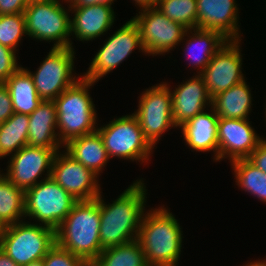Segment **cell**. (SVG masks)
<instances>
[{
  "label": "cell",
  "instance_id": "obj_1",
  "mask_svg": "<svg viewBox=\"0 0 266 266\" xmlns=\"http://www.w3.org/2000/svg\"><path fill=\"white\" fill-rule=\"evenodd\" d=\"M146 186L141 180L131 184L112 204L96 198L100 209V243L106 249L138 238L144 215Z\"/></svg>",
  "mask_w": 266,
  "mask_h": 266
},
{
  "label": "cell",
  "instance_id": "obj_2",
  "mask_svg": "<svg viewBox=\"0 0 266 266\" xmlns=\"http://www.w3.org/2000/svg\"><path fill=\"white\" fill-rule=\"evenodd\" d=\"M99 201H77L55 230L56 243L89 265L103 251L100 243Z\"/></svg>",
  "mask_w": 266,
  "mask_h": 266
},
{
  "label": "cell",
  "instance_id": "obj_3",
  "mask_svg": "<svg viewBox=\"0 0 266 266\" xmlns=\"http://www.w3.org/2000/svg\"><path fill=\"white\" fill-rule=\"evenodd\" d=\"M169 211L163 206L143 215L137 239L148 266H176L179 260L183 234Z\"/></svg>",
  "mask_w": 266,
  "mask_h": 266
},
{
  "label": "cell",
  "instance_id": "obj_4",
  "mask_svg": "<svg viewBox=\"0 0 266 266\" xmlns=\"http://www.w3.org/2000/svg\"><path fill=\"white\" fill-rule=\"evenodd\" d=\"M94 84L95 82L80 77L54 100L59 129L57 133L61 144L65 145L74 138L97 131V113L88 92Z\"/></svg>",
  "mask_w": 266,
  "mask_h": 266
},
{
  "label": "cell",
  "instance_id": "obj_5",
  "mask_svg": "<svg viewBox=\"0 0 266 266\" xmlns=\"http://www.w3.org/2000/svg\"><path fill=\"white\" fill-rule=\"evenodd\" d=\"M55 243V230L38 223L21 221L0 232L1 250L19 266L43 259Z\"/></svg>",
  "mask_w": 266,
  "mask_h": 266
},
{
  "label": "cell",
  "instance_id": "obj_6",
  "mask_svg": "<svg viewBox=\"0 0 266 266\" xmlns=\"http://www.w3.org/2000/svg\"><path fill=\"white\" fill-rule=\"evenodd\" d=\"M77 200L51 177L25 190V217L56 230ZM41 222V223H40Z\"/></svg>",
  "mask_w": 266,
  "mask_h": 266
},
{
  "label": "cell",
  "instance_id": "obj_7",
  "mask_svg": "<svg viewBox=\"0 0 266 266\" xmlns=\"http://www.w3.org/2000/svg\"><path fill=\"white\" fill-rule=\"evenodd\" d=\"M68 10L60 0L28 4L24 11L27 35L40 41H54L53 48H72Z\"/></svg>",
  "mask_w": 266,
  "mask_h": 266
},
{
  "label": "cell",
  "instance_id": "obj_8",
  "mask_svg": "<svg viewBox=\"0 0 266 266\" xmlns=\"http://www.w3.org/2000/svg\"><path fill=\"white\" fill-rule=\"evenodd\" d=\"M109 158L119 157L139 162L148 161L154 148L144 137L134 114L113 119L97 128Z\"/></svg>",
  "mask_w": 266,
  "mask_h": 266
},
{
  "label": "cell",
  "instance_id": "obj_9",
  "mask_svg": "<svg viewBox=\"0 0 266 266\" xmlns=\"http://www.w3.org/2000/svg\"><path fill=\"white\" fill-rule=\"evenodd\" d=\"M75 51L72 47L53 48L35 73L25 69L32 77L39 97L54 101L63 91L80 78L73 77Z\"/></svg>",
  "mask_w": 266,
  "mask_h": 266
},
{
  "label": "cell",
  "instance_id": "obj_10",
  "mask_svg": "<svg viewBox=\"0 0 266 266\" xmlns=\"http://www.w3.org/2000/svg\"><path fill=\"white\" fill-rule=\"evenodd\" d=\"M140 11L132 20L138 27L145 54L163 55L190 35L189 29L168 19L156 7Z\"/></svg>",
  "mask_w": 266,
  "mask_h": 266
},
{
  "label": "cell",
  "instance_id": "obj_11",
  "mask_svg": "<svg viewBox=\"0 0 266 266\" xmlns=\"http://www.w3.org/2000/svg\"><path fill=\"white\" fill-rule=\"evenodd\" d=\"M164 83L146 89L140 96L138 110L133 113L144 137L153 147L167 129L176 127L173 121L171 89Z\"/></svg>",
  "mask_w": 266,
  "mask_h": 266
},
{
  "label": "cell",
  "instance_id": "obj_12",
  "mask_svg": "<svg viewBox=\"0 0 266 266\" xmlns=\"http://www.w3.org/2000/svg\"><path fill=\"white\" fill-rule=\"evenodd\" d=\"M135 48H139L145 53L138 27L130 19L106 40L92 59L89 70L82 77L92 82H98L100 78L110 73L128 58Z\"/></svg>",
  "mask_w": 266,
  "mask_h": 266
},
{
  "label": "cell",
  "instance_id": "obj_13",
  "mask_svg": "<svg viewBox=\"0 0 266 266\" xmlns=\"http://www.w3.org/2000/svg\"><path fill=\"white\" fill-rule=\"evenodd\" d=\"M239 40H228L200 73L211 99L244 81Z\"/></svg>",
  "mask_w": 266,
  "mask_h": 266
},
{
  "label": "cell",
  "instance_id": "obj_14",
  "mask_svg": "<svg viewBox=\"0 0 266 266\" xmlns=\"http://www.w3.org/2000/svg\"><path fill=\"white\" fill-rule=\"evenodd\" d=\"M57 151L51 170V178L77 201L93 200L100 194L97 175L66 152Z\"/></svg>",
  "mask_w": 266,
  "mask_h": 266
},
{
  "label": "cell",
  "instance_id": "obj_15",
  "mask_svg": "<svg viewBox=\"0 0 266 266\" xmlns=\"http://www.w3.org/2000/svg\"><path fill=\"white\" fill-rule=\"evenodd\" d=\"M59 149L43 147L21 148L14 155H10L7 173L4 174L16 187L27 190L38 184V178L47 170V178L51 177L52 162Z\"/></svg>",
  "mask_w": 266,
  "mask_h": 266
},
{
  "label": "cell",
  "instance_id": "obj_16",
  "mask_svg": "<svg viewBox=\"0 0 266 266\" xmlns=\"http://www.w3.org/2000/svg\"><path fill=\"white\" fill-rule=\"evenodd\" d=\"M249 119H218V161L247 159L263 140L251 127ZM227 156V157H225Z\"/></svg>",
  "mask_w": 266,
  "mask_h": 266
},
{
  "label": "cell",
  "instance_id": "obj_17",
  "mask_svg": "<svg viewBox=\"0 0 266 266\" xmlns=\"http://www.w3.org/2000/svg\"><path fill=\"white\" fill-rule=\"evenodd\" d=\"M197 28L215 30L228 40H239L238 8L235 0H196Z\"/></svg>",
  "mask_w": 266,
  "mask_h": 266
},
{
  "label": "cell",
  "instance_id": "obj_18",
  "mask_svg": "<svg viewBox=\"0 0 266 266\" xmlns=\"http://www.w3.org/2000/svg\"><path fill=\"white\" fill-rule=\"evenodd\" d=\"M171 96L173 121L176 128L203 112L206 105L211 107V97L200 74L175 87V90L171 91Z\"/></svg>",
  "mask_w": 266,
  "mask_h": 266
},
{
  "label": "cell",
  "instance_id": "obj_19",
  "mask_svg": "<svg viewBox=\"0 0 266 266\" xmlns=\"http://www.w3.org/2000/svg\"><path fill=\"white\" fill-rule=\"evenodd\" d=\"M68 8L70 11L74 10V18L70 17L71 35L75 34L80 41H89L104 35L114 23L115 14L110 6L95 4Z\"/></svg>",
  "mask_w": 266,
  "mask_h": 266
},
{
  "label": "cell",
  "instance_id": "obj_20",
  "mask_svg": "<svg viewBox=\"0 0 266 266\" xmlns=\"http://www.w3.org/2000/svg\"><path fill=\"white\" fill-rule=\"evenodd\" d=\"M29 117L27 145L30 147H43L60 149L57 130V112L54 101H45L39 104Z\"/></svg>",
  "mask_w": 266,
  "mask_h": 266
},
{
  "label": "cell",
  "instance_id": "obj_21",
  "mask_svg": "<svg viewBox=\"0 0 266 266\" xmlns=\"http://www.w3.org/2000/svg\"><path fill=\"white\" fill-rule=\"evenodd\" d=\"M211 113L201 112L181 128L185 143L195 151H214L215 161H218V119L211 107Z\"/></svg>",
  "mask_w": 266,
  "mask_h": 266
},
{
  "label": "cell",
  "instance_id": "obj_22",
  "mask_svg": "<svg viewBox=\"0 0 266 266\" xmlns=\"http://www.w3.org/2000/svg\"><path fill=\"white\" fill-rule=\"evenodd\" d=\"M62 146L66 148L67 154L97 176L110 159L103 140L97 131L74 138Z\"/></svg>",
  "mask_w": 266,
  "mask_h": 266
},
{
  "label": "cell",
  "instance_id": "obj_23",
  "mask_svg": "<svg viewBox=\"0 0 266 266\" xmlns=\"http://www.w3.org/2000/svg\"><path fill=\"white\" fill-rule=\"evenodd\" d=\"M250 91L244 80L214 96L211 107L219 118L248 119L252 105Z\"/></svg>",
  "mask_w": 266,
  "mask_h": 266
},
{
  "label": "cell",
  "instance_id": "obj_24",
  "mask_svg": "<svg viewBox=\"0 0 266 266\" xmlns=\"http://www.w3.org/2000/svg\"><path fill=\"white\" fill-rule=\"evenodd\" d=\"M194 33H193V31ZM192 34L186 40V54L192 66L198 67L200 74L208 65L214 54L228 41L220 32L200 28L189 29ZM188 42V43H187ZM191 51V52H190ZM197 54H195L196 52Z\"/></svg>",
  "mask_w": 266,
  "mask_h": 266
},
{
  "label": "cell",
  "instance_id": "obj_25",
  "mask_svg": "<svg viewBox=\"0 0 266 266\" xmlns=\"http://www.w3.org/2000/svg\"><path fill=\"white\" fill-rule=\"evenodd\" d=\"M4 84L10 93L14 113L30 115L42 102L31 75L23 67L12 74Z\"/></svg>",
  "mask_w": 266,
  "mask_h": 266
},
{
  "label": "cell",
  "instance_id": "obj_26",
  "mask_svg": "<svg viewBox=\"0 0 266 266\" xmlns=\"http://www.w3.org/2000/svg\"><path fill=\"white\" fill-rule=\"evenodd\" d=\"M25 217V190L16 187L0 173V226L21 222Z\"/></svg>",
  "mask_w": 266,
  "mask_h": 266
},
{
  "label": "cell",
  "instance_id": "obj_27",
  "mask_svg": "<svg viewBox=\"0 0 266 266\" xmlns=\"http://www.w3.org/2000/svg\"><path fill=\"white\" fill-rule=\"evenodd\" d=\"M90 266H148L138 239L103 249Z\"/></svg>",
  "mask_w": 266,
  "mask_h": 266
},
{
  "label": "cell",
  "instance_id": "obj_28",
  "mask_svg": "<svg viewBox=\"0 0 266 266\" xmlns=\"http://www.w3.org/2000/svg\"><path fill=\"white\" fill-rule=\"evenodd\" d=\"M29 117L22 113H13L0 124V158L14 155L27 145Z\"/></svg>",
  "mask_w": 266,
  "mask_h": 266
},
{
  "label": "cell",
  "instance_id": "obj_29",
  "mask_svg": "<svg viewBox=\"0 0 266 266\" xmlns=\"http://www.w3.org/2000/svg\"><path fill=\"white\" fill-rule=\"evenodd\" d=\"M231 163L237 185L266 202V174L248 159H237Z\"/></svg>",
  "mask_w": 266,
  "mask_h": 266
},
{
  "label": "cell",
  "instance_id": "obj_30",
  "mask_svg": "<svg viewBox=\"0 0 266 266\" xmlns=\"http://www.w3.org/2000/svg\"><path fill=\"white\" fill-rule=\"evenodd\" d=\"M156 8L168 19L187 29L197 28L196 0H158Z\"/></svg>",
  "mask_w": 266,
  "mask_h": 266
},
{
  "label": "cell",
  "instance_id": "obj_31",
  "mask_svg": "<svg viewBox=\"0 0 266 266\" xmlns=\"http://www.w3.org/2000/svg\"><path fill=\"white\" fill-rule=\"evenodd\" d=\"M27 35L24 13L0 15V44L16 49L23 35Z\"/></svg>",
  "mask_w": 266,
  "mask_h": 266
},
{
  "label": "cell",
  "instance_id": "obj_32",
  "mask_svg": "<svg viewBox=\"0 0 266 266\" xmlns=\"http://www.w3.org/2000/svg\"><path fill=\"white\" fill-rule=\"evenodd\" d=\"M44 266H90L79 256L55 243L43 258Z\"/></svg>",
  "mask_w": 266,
  "mask_h": 266
},
{
  "label": "cell",
  "instance_id": "obj_33",
  "mask_svg": "<svg viewBox=\"0 0 266 266\" xmlns=\"http://www.w3.org/2000/svg\"><path fill=\"white\" fill-rule=\"evenodd\" d=\"M15 53V50L0 44V83H4L20 68Z\"/></svg>",
  "mask_w": 266,
  "mask_h": 266
},
{
  "label": "cell",
  "instance_id": "obj_34",
  "mask_svg": "<svg viewBox=\"0 0 266 266\" xmlns=\"http://www.w3.org/2000/svg\"><path fill=\"white\" fill-rule=\"evenodd\" d=\"M13 113V104L8 88L4 83H0V124L7 121Z\"/></svg>",
  "mask_w": 266,
  "mask_h": 266
},
{
  "label": "cell",
  "instance_id": "obj_35",
  "mask_svg": "<svg viewBox=\"0 0 266 266\" xmlns=\"http://www.w3.org/2000/svg\"><path fill=\"white\" fill-rule=\"evenodd\" d=\"M27 5L26 0H0V15L24 13Z\"/></svg>",
  "mask_w": 266,
  "mask_h": 266
},
{
  "label": "cell",
  "instance_id": "obj_36",
  "mask_svg": "<svg viewBox=\"0 0 266 266\" xmlns=\"http://www.w3.org/2000/svg\"><path fill=\"white\" fill-rule=\"evenodd\" d=\"M257 168L266 174V140L263 139L257 148L247 158Z\"/></svg>",
  "mask_w": 266,
  "mask_h": 266
},
{
  "label": "cell",
  "instance_id": "obj_37",
  "mask_svg": "<svg viewBox=\"0 0 266 266\" xmlns=\"http://www.w3.org/2000/svg\"><path fill=\"white\" fill-rule=\"evenodd\" d=\"M114 0H77L73 5L69 7H84V6H92L95 4L110 6L112 5Z\"/></svg>",
  "mask_w": 266,
  "mask_h": 266
},
{
  "label": "cell",
  "instance_id": "obj_38",
  "mask_svg": "<svg viewBox=\"0 0 266 266\" xmlns=\"http://www.w3.org/2000/svg\"><path fill=\"white\" fill-rule=\"evenodd\" d=\"M0 266H19L0 248Z\"/></svg>",
  "mask_w": 266,
  "mask_h": 266
},
{
  "label": "cell",
  "instance_id": "obj_39",
  "mask_svg": "<svg viewBox=\"0 0 266 266\" xmlns=\"http://www.w3.org/2000/svg\"><path fill=\"white\" fill-rule=\"evenodd\" d=\"M140 10L156 7L158 0H134ZM142 7V8H141Z\"/></svg>",
  "mask_w": 266,
  "mask_h": 266
},
{
  "label": "cell",
  "instance_id": "obj_40",
  "mask_svg": "<svg viewBox=\"0 0 266 266\" xmlns=\"http://www.w3.org/2000/svg\"><path fill=\"white\" fill-rule=\"evenodd\" d=\"M245 266H266V261L265 260L254 261L246 264Z\"/></svg>",
  "mask_w": 266,
  "mask_h": 266
},
{
  "label": "cell",
  "instance_id": "obj_41",
  "mask_svg": "<svg viewBox=\"0 0 266 266\" xmlns=\"http://www.w3.org/2000/svg\"><path fill=\"white\" fill-rule=\"evenodd\" d=\"M23 266H44L43 259L32 261L29 264L23 265Z\"/></svg>",
  "mask_w": 266,
  "mask_h": 266
},
{
  "label": "cell",
  "instance_id": "obj_42",
  "mask_svg": "<svg viewBox=\"0 0 266 266\" xmlns=\"http://www.w3.org/2000/svg\"><path fill=\"white\" fill-rule=\"evenodd\" d=\"M26 1L28 4H31V3L47 2L52 0H26Z\"/></svg>",
  "mask_w": 266,
  "mask_h": 266
},
{
  "label": "cell",
  "instance_id": "obj_43",
  "mask_svg": "<svg viewBox=\"0 0 266 266\" xmlns=\"http://www.w3.org/2000/svg\"><path fill=\"white\" fill-rule=\"evenodd\" d=\"M67 3H70L68 4L69 6L73 5L77 0H65Z\"/></svg>",
  "mask_w": 266,
  "mask_h": 266
}]
</instances>
